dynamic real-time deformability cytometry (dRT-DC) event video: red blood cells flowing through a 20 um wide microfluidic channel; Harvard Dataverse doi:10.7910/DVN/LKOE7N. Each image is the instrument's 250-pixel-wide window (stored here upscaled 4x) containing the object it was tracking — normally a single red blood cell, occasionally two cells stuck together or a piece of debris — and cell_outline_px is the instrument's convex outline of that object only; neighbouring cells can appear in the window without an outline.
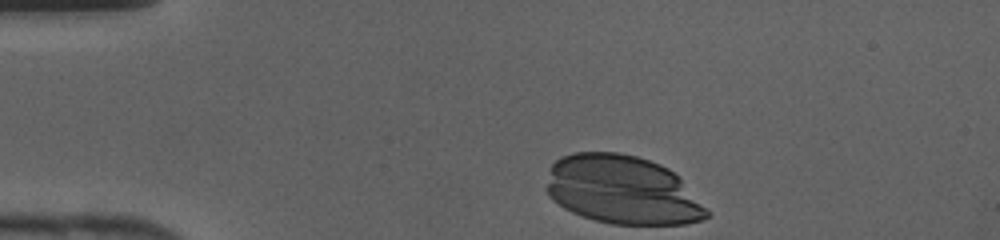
{"species": "human", "species_latin": "Homo sapiens", "temperature_condition": "cold", "stored_images_in_passage": 29, "camera_frame_rate_fps": 3000, "um_per_image_px": 0.085, "donor": {"sex": "female"}, "frame": {"image": 1, "passage_image": 1, "time_ms": 0.0, "image_size_px": [1000, 240], "cell_outline_px": [[712, 216], [700, 220], [684, 224], [612, 224], [580, 216], [564, 208], [552, 200], [548, 196], [548, 184], [552, 164], [560, 156], [572, 152], [620, 152], [636, 156], [660, 164], [668, 168], [712, 212]], "centroid_in_image_um": [52.9, 16.16], "position_along_channel_um": 32.1, "area_um2": 63.98}}